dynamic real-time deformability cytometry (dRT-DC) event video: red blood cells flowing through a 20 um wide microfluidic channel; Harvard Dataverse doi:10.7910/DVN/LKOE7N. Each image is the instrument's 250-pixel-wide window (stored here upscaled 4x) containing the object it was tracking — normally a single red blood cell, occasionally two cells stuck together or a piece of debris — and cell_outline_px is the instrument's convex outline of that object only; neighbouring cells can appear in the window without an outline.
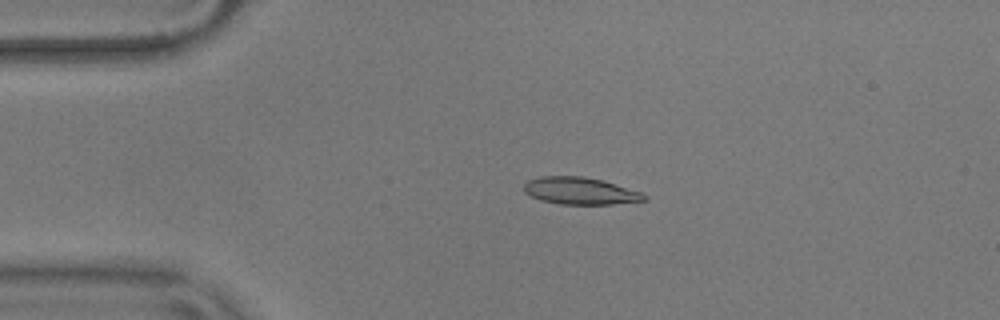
{"species": "common noctule bat (a hibernating species)", "species_latin": "Nyctalus noctula", "temperature_condition": "warm", "stored_images_in_passage": 55, "camera_frame_rate_fps": 3000, "um_per_image_px": 0.085, "animal": {"sex": "male", "body_mass_g": 17.9}, "frame": {"image": 1, "passage_image": 12, "time_ms": 3.667, "image_size_px": [1000, 320], "cell_outline_px": [[648, 200], [612, 204], [560, 204], [540, 200], [524, 192], [524, 184], [528, 180], [540, 176], [584, 176], [604, 180], [644, 192], [648, 196]], "centroid_in_image_um": [49.37, 16.22], "position_along_channel_um": 35.6, "area_um2": 19.31}}
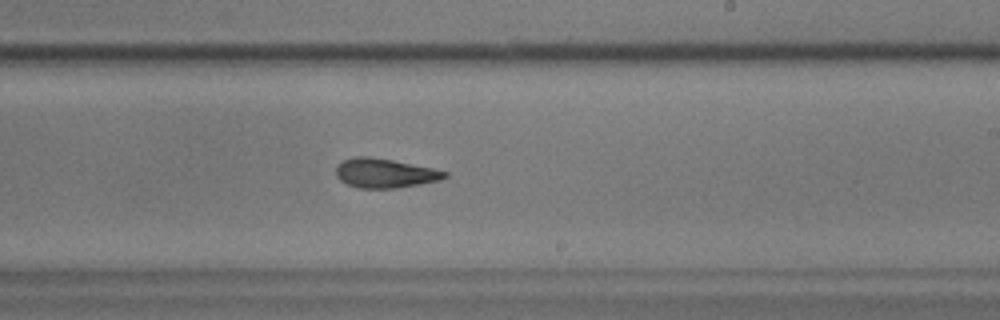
{"frame": {"image": 2, "passage_image": 33, "time_ms": 10.667, "image_size_px": [1000, 320], "cell_outline_px": [[448, 176], [440, 180], [420, 184], [396, 188], [360, 188], [348, 184], [340, 180], [336, 176], [336, 168], [344, 160], [356, 156], [368, 156], [392, 160], [432, 168], [448, 172]], "centroid_in_image_um": [32.72, 14.72], "position_along_channel_um": 256.3, "area_um2": 18.38}}
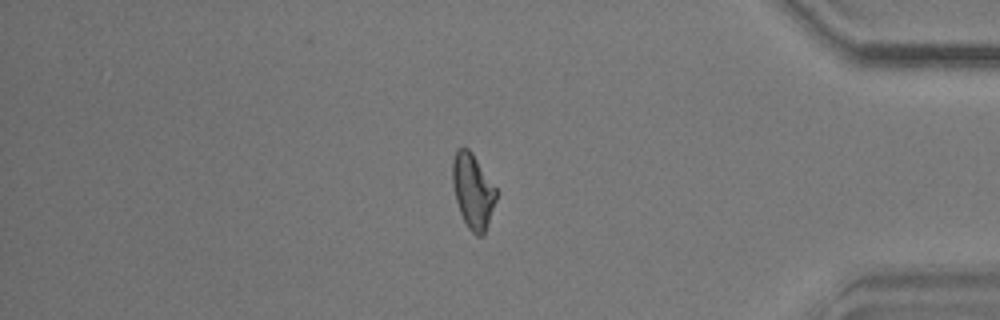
{"frame": {"image": 3, "passage_image": 47, "time_ms": 15.333, "image_size_px": [1000, 320], "cell_outline_px": [[496, 200], [488, 224], [484, 232], [480, 236], [476, 236], [468, 228], [460, 212], [456, 200], [452, 184], [452, 160], [456, 148], [468, 148], [472, 152], [496, 188]], "centroid_in_image_um": [40.17, 16.21], "position_along_channel_um": 395.0, "area_um2": 18.96}, "authors_computed_cell_mechanics": {"area_um2": 18.9584, "velocity_mm_per_s": 3.6349, "shape_relaxation_time_tau1_ms": null, "shape_relaxation_time_tau2_ms": 2.8831, "deformation_change_tau1": null, "deformation_change_tau2": 0.1036}}